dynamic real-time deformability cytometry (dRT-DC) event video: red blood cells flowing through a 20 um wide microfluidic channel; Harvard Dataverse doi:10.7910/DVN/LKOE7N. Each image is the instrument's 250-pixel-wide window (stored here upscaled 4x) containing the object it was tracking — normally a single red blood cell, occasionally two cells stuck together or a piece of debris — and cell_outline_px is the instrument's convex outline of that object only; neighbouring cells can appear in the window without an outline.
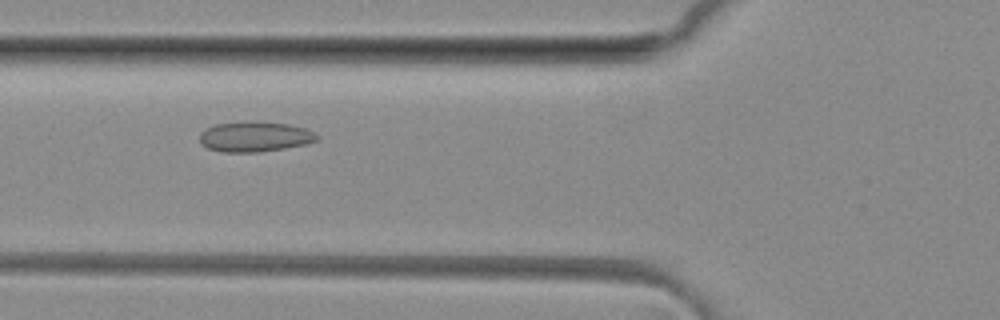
{"species": "common noctule bat (a hibernating species)", "species_latin": "Nyctalus noctula", "temperature_condition": "room temperature", "stored_images_in_passage": 32, "camera_frame_rate_fps": 3000, "um_per_image_px": 0.085, "animal": {"sex": "female", "body_mass_g": 29.2, "forearm_length_mm": 56.3}, "frame": {"image": 1, "passage_image": 7, "time_ms": 2.0, "image_size_px": [1000, 320], "cell_outline_px": [[320, 136], [316, 140], [308, 144], [260, 152], [224, 152], [208, 148], [200, 144], [200, 132], [216, 124], [288, 124], [304, 128]], "centroid_in_image_um": [21.67, 11.67], "position_along_channel_um": 104.1, "area_um2": 19.71}}
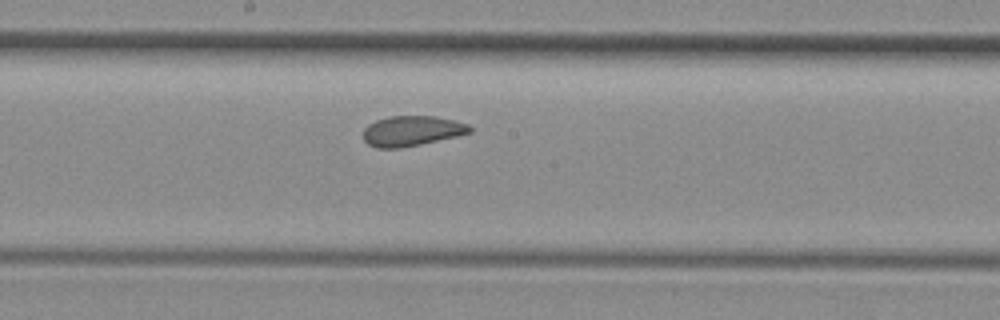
{"frame": {"image": 2, "passage_image": 15, "time_ms": 4.667, "image_size_px": [1000, 320], "cell_outline_px": [[472, 132], [456, 136], [420, 144], [400, 148], [376, 148], [368, 144], [364, 140], [364, 128], [368, 124], [376, 120], [388, 116], [436, 116], [468, 124], [472, 128]], "centroid_in_image_um": [34.98, 11.12], "position_along_channel_um": 213.2, "area_um2": 18.67}}
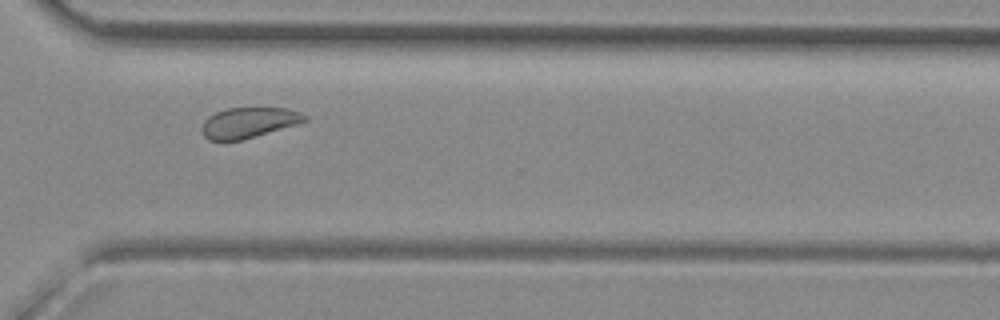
{"frame": {"image": 3, "passage_image": 25, "time_ms": 8.0, "image_size_px": [1000, 320], "cell_outline_px": [[308, 120], [300, 124], [244, 140], [208, 140], [200, 132], [200, 128], [204, 120], [208, 116], [216, 112], [228, 108], [288, 108], [300, 112], [308, 116]], "centroid_in_image_um": [21.16, 10.43], "position_along_channel_um": 349.4, "area_um2": 18.67}, "authors_computed_cell_mechanics": {"area_um2": 19.4208, "velocity_mm_per_s": 4.083, "shape_relaxation_time_tau1_ms": null, "shape_relaxation_time_tau2_ms": 1.1076, "deformation_change_tau1": null, "deformation_change_tau2": 0.0602}}